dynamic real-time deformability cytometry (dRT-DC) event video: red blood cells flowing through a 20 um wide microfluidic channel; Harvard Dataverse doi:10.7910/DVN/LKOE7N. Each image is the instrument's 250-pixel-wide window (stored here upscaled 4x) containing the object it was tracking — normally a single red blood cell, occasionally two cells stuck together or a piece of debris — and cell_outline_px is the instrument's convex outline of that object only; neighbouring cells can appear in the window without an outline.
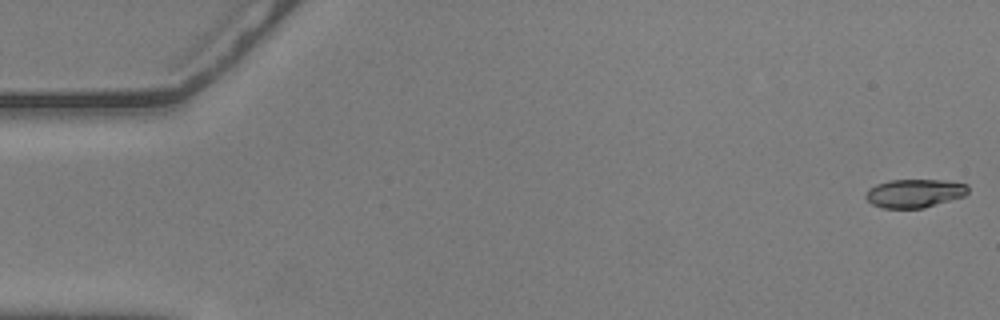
{"species": "common noctule bat (a hibernating species)", "species_latin": "Nyctalus noctula", "temperature_condition": "warm", "stored_images_in_passage": 56, "camera_frame_rate_fps": 3000, "um_per_image_px": 0.085, "animal": {"sex": "male", "body_mass_g": 20.5, "forearm_length_mm": 52.5}, "frame": {"image": 1, "passage_image": 1, "time_ms": 0.0, "image_size_px": [1000, 320], "cell_outline_px": [[968, 192], [964, 196], [924, 208], [880, 208], [872, 204], [864, 196], [868, 188], [876, 184], [888, 180], [944, 180], [968, 184]], "centroid_in_image_um": [77.71, 16.43], "position_along_channel_um": 7.3, "area_um2": 17.11}}
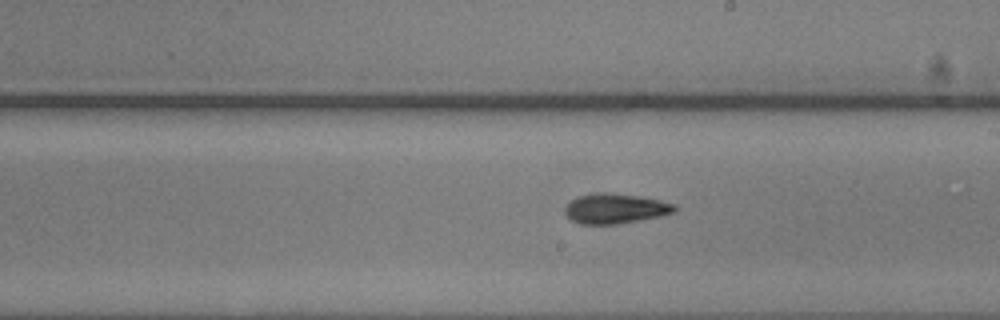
{"frame": {"image": 2, "passage_image": 32, "time_ms": 10.333, "image_size_px": [1000, 320], "cell_outline_px": [[676, 212], [660, 216], [616, 224], [580, 224], [572, 220], [564, 212], [564, 208], [572, 200], [580, 196], [600, 192], [608, 192], [636, 196], [676, 204]], "centroid_in_image_um": [52.29, 17.73], "position_along_channel_um": 236.7, "area_um2": 18.84}}
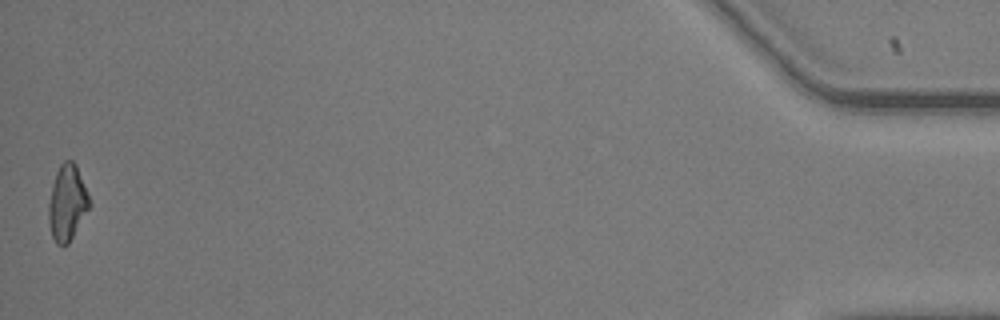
{"frame": {"image": 3, "passage_image": 56, "time_ms": 18.333, "image_size_px": [1000, 320], "cell_outline_px": [[92, 204], [68, 244], [56, 244], [52, 236], [48, 224], [48, 204], [52, 184], [56, 172], [60, 164], [64, 160], [72, 160], [76, 164]], "centroid_in_image_um": [5.71, 17.23], "position_along_channel_um": 429.5, "area_um2": 18.09}, "authors_computed_cell_mechanics": {"area_um2": 18.3804, "velocity_mm_per_s": 3.6108, "shape_relaxation_time_tau1_ms": 4.3607, "shape_relaxation_time_tau2_ms": 2.7386, "deformation_change_tau1": 0.1585, "deformation_change_tau2": 0.0881}}